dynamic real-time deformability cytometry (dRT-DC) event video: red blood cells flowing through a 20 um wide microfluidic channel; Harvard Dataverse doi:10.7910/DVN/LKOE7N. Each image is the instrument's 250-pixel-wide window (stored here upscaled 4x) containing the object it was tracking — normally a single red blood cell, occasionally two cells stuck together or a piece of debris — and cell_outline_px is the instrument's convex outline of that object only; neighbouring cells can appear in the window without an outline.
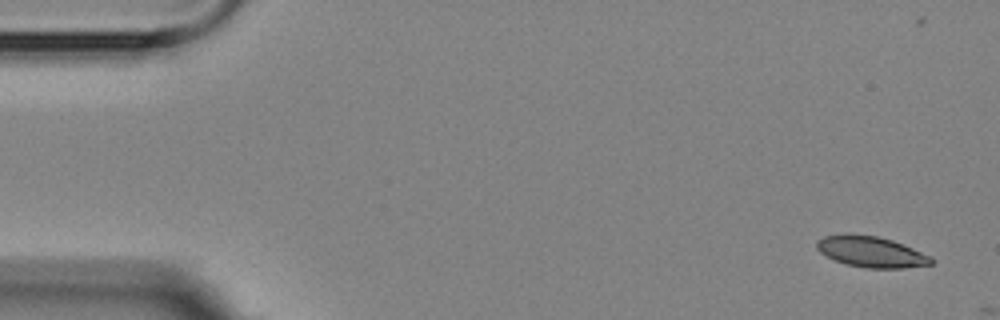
{"species": "Egyptian fruit bat (a non-hibernating species)", "species_latin": "Rousettus aegyptiacus", "temperature_condition": "room temperature", "stored_images_in_passage": 2, "camera_frame_rate_fps": 3000, "um_per_image_px": 0.085, "animal": {"sex": "female"}, "frame": {"image": 1, "passage_image": 1, "time_ms": 0.0, "image_size_px": [1000, 320], "cell_outline_px": [[936, 260], [932, 264], [904, 268], [868, 268], [848, 264], [836, 260], [820, 252], [816, 248], [816, 240], [824, 236], [844, 232], [848, 232], [876, 236], [892, 240], [932, 256]], "centroid_in_image_um": [74.04, 21.38], "position_along_channel_um": 11.0, "area_um2": 20.81}}